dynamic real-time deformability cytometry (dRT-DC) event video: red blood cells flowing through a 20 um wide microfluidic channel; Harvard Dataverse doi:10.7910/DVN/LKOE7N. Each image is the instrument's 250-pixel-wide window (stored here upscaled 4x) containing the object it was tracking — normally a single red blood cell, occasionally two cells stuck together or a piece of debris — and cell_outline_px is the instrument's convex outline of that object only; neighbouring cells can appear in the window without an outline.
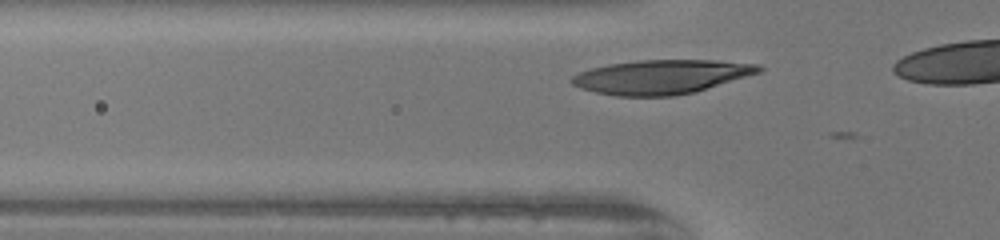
{"species": "human", "species_latin": "Homo sapiens", "temperature_condition": "warm", "stored_images_in_passage": 11, "camera_frame_rate_fps": 3000, "um_per_image_px": 0.085, "donor": {"sex": "female"}, "frame": {"image": 1, "passage_image": 5, "time_ms": 1.333, "image_size_px": [1000, 240], "cell_outline_px": [[764, 68], [760, 72], [692, 92], [672, 96], [616, 96], [596, 92], [580, 88], [572, 84], [568, 80], [572, 76], [580, 72], [592, 68], [608, 64], [640, 60], [716, 60], [760, 64]], "centroid_in_image_um": [56.18, 6.52], "position_along_channel_um": 69.6, "area_um2": 36.93}}
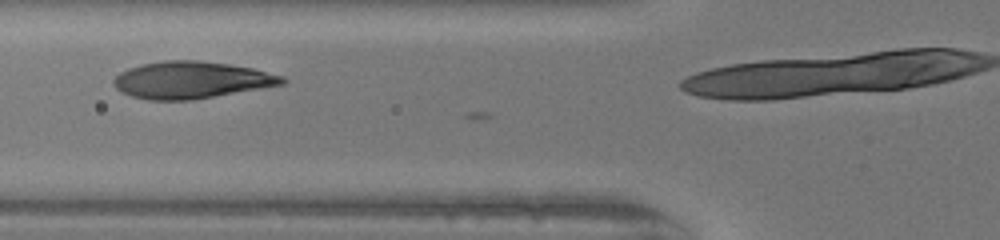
{"frame": {"image": 2, "passage_image": 8, "time_ms": 2.333, "image_size_px": [1000, 240], "cell_outline_px": [[288, 80], [284, 84], [192, 100], [148, 100], [132, 96], [120, 92], [112, 84], [112, 80], [120, 72], [128, 68], [140, 64], [164, 60], [196, 60], [228, 64], [252, 68], [284, 76]], "centroid_in_image_um": [16.23, 6.8], "position_along_channel_um": 109.6, "area_um2": 36.41}}